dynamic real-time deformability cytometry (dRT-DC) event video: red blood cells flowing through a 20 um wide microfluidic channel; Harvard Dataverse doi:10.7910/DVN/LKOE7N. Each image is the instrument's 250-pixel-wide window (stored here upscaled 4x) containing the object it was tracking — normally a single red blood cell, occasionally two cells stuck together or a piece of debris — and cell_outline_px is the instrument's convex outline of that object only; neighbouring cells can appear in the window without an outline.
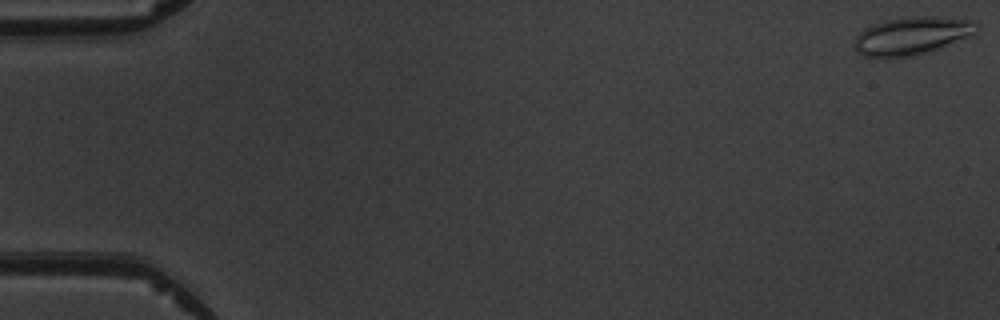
{"species": "common noctule bat (a hibernating species)", "species_latin": "Nyctalus noctula", "temperature_condition": "warm", "stored_images_in_passage": 6, "camera_frame_rate_fps": 3000, "um_per_image_px": 0.085, "animal": {"sex": "male", "body_mass_g": 19.5, "forearm_length_mm": 54.6}, "frame": {"image": 1, "passage_image": 1, "time_ms": 0.0, "image_size_px": [1000, 320], "cell_outline_px": [[980, 28], [972, 36], [928, 52], [908, 56], [864, 56], [856, 52], [856, 36], [864, 28], [872, 24], [888, 20], [912, 16], [936, 16], [972, 20], [980, 24]], "centroid_in_image_um": [77.59, 3.01], "position_along_channel_um": 7.4, "area_um2": 26.82}}
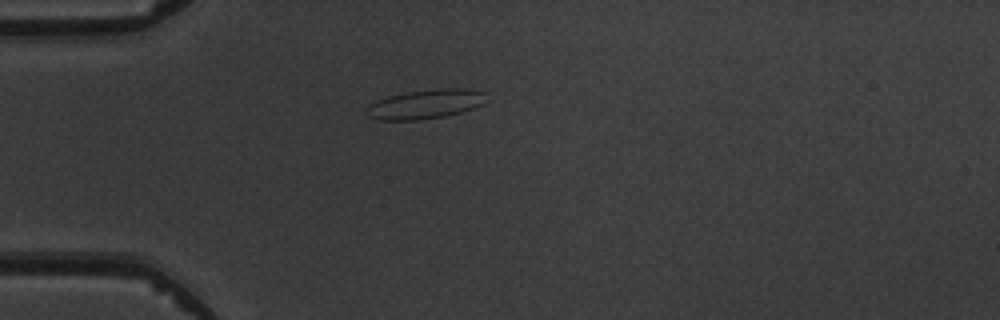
{"frame": {"image": 2, "passage_image": 5, "time_ms": 4.667, "image_size_px": [1000, 320], "cell_outline_px": [[488, 100], [484, 104], [460, 112], [444, 116], [420, 120], [380, 120], [368, 116], [364, 112], [368, 104], [376, 100], [388, 96], [408, 92], [436, 88], [468, 88], [488, 92]], "centroid_in_image_um": [36.2, 8.83], "position_along_channel_um": 48.8, "area_um2": 20.87}}